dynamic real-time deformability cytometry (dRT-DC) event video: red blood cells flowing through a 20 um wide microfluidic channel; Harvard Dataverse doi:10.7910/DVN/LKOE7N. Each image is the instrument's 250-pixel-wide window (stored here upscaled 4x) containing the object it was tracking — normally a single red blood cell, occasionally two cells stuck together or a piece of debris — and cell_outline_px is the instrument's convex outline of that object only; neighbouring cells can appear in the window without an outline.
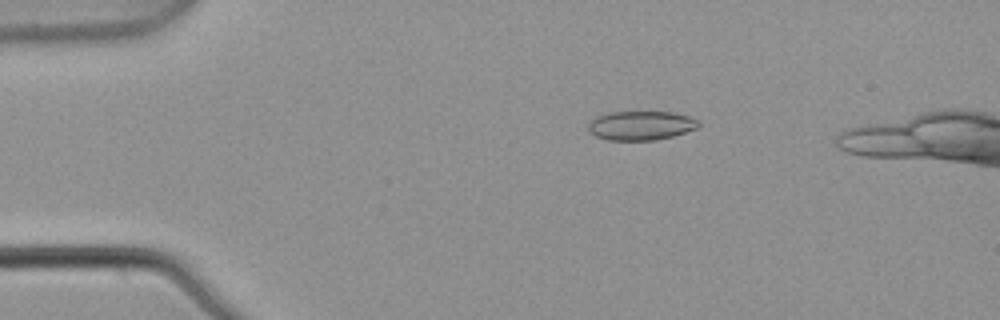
{"species": "common noctule bat (a hibernating species)", "species_latin": "Nyctalus noctula", "temperature_condition": "warm", "stored_images_in_passage": 6, "camera_frame_rate_fps": 3000, "um_per_image_px": 0.085, "animal": {"sex": "male", "body_mass_g": 21.5, "forearm_length_mm": 52.0}, "frame": {"image": 1, "passage_image": 3, "time_ms": 0.667, "image_size_px": [1000, 320], "cell_outline_px": [[700, 124], [696, 128], [672, 136], [656, 140], [608, 140], [596, 136], [588, 132], [588, 124], [596, 116], [608, 112], [672, 112], [688, 116], [700, 120]], "centroid_in_image_um": [54.45, 10.67], "position_along_channel_um": 30.5, "area_um2": 18.73}}
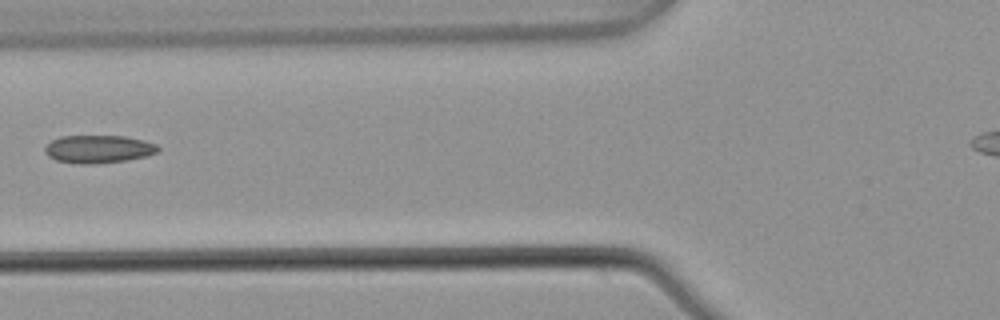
{"frame": {"image": 2, "passage_image": 6, "time_ms": 1.667, "image_size_px": [1000, 320], "cell_outline_px": [[160, 148], [156, 152], [144, 156], [124, 160], [92, 164], [80, 164], [56, 160], [48, 156], [44, 152], [44, 148], [52, 140], [60, 136], [124, 136], [144, 140], [156, 144]], "centroid_in_image_um": [8.33, 12.66], "position_along_channel_um": 117.5, "area_um2": 18.21}}